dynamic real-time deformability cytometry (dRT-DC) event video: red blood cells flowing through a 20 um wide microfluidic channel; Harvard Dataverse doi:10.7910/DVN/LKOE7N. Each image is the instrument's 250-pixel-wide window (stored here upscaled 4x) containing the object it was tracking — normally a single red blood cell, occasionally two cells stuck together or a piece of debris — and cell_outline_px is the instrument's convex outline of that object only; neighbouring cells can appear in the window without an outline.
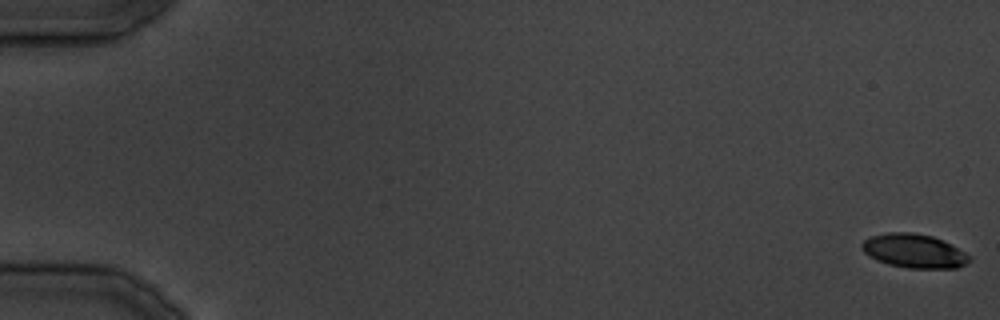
{"species": "common noctule bat (a hibernating species)", "species_latin": "Nyctalus noctula", "temperature_condition": "cold", "stored_images_in_passage": 7, "camera_frame_rate_fps": 3000, "um_per_image_px": 0.085, "animal": {"sex": "male", "body_mass_g": 19.5, "forearm_length_mm": 54.6}, "frame": {"image": 1, "passage_image": 1, "time_ms": 0.0, "image_size_px": [1000, 320], "cell_outline_px": [[972, 260], [956, 268], [908, 268], [888, 264], [876, 260], [864, 252], [860, 248], [860, 244], [864, 240], [872, 236], [888, 232], [912, 232], [932, 236], [964, 252]], "centroid_in_image_um": [77.64, 21.33], "position_along_channel_um": 7.4, "area_um2": 20.98}}